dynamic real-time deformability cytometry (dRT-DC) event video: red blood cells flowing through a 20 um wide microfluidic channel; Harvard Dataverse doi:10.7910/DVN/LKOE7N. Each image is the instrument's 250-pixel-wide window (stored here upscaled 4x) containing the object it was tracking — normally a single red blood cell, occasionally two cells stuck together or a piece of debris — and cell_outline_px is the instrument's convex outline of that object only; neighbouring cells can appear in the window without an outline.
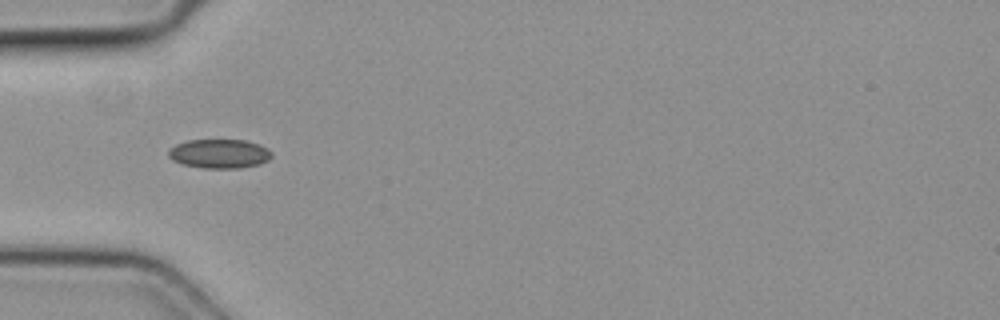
{"species": "common noctule bat (a hibernating species)", "species_latin": "Nyctalus noctula", "temperature_condition": "cold", "stored_images_in_passage": 2, "camera_frame_rate_fps": 3000, "um_per_image_px": 0.085, "animal": {"sex": "female", "body_mass_g": 19.3, "forearm_length_mm": 54.1}, "frame": {"image": 1, "passage_image": 2, "time_ms": 0.333, "image_size_px": [1000, 320], "cell_outline_px": [[272, 156], [268, 160], [260, 164], [240, 168], [204, 168], [184, 164], [172, 160], [168, 156], [168, 152], [176, 144], [188, 140], [248, 140], [260, 144], [268, 148], [272, 152]], "centroid_in_image_um": [18.69, 13.06], "position_along_channel_um": 66.3, "area_um2": 17.57}}